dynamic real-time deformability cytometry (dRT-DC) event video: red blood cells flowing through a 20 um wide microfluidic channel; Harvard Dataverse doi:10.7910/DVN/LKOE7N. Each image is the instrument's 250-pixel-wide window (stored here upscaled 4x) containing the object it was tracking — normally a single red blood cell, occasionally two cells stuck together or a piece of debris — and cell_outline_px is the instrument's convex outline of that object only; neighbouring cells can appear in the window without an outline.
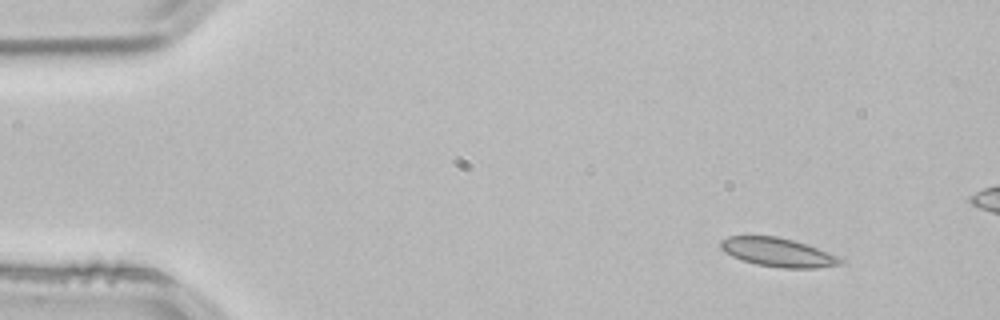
{"species": "common noctule bat (a hibernating species)", "species_latin": "Nyctalus noctula", "temperature_condition": "room temperature", "stored_images_in_passage": 16, "camera_frame_rate_fps": 3000, "um_per_image_px": 0.085, "animal": {"sex": "male", "body_mass_g": 21.5, "forearm_length_mm": 52.0}, "frame": {"image": 1, "passage_image": 5, "time_ms": 1.333, "image_size_px": [1000, 320], "cell_outline_px": [[844, 264], [816, 268], [780, 268], [756, 264], [732, 256], [724, 252], [720, 248], [720, 240], [728, 236], [776, 236], [792, 240], [816, 248], [836, 256], [844, 260]], "centroid_in_image_um": [66.09, 21.45], "position_along_channel_um": 18.9, "area_um2": 19.88}}